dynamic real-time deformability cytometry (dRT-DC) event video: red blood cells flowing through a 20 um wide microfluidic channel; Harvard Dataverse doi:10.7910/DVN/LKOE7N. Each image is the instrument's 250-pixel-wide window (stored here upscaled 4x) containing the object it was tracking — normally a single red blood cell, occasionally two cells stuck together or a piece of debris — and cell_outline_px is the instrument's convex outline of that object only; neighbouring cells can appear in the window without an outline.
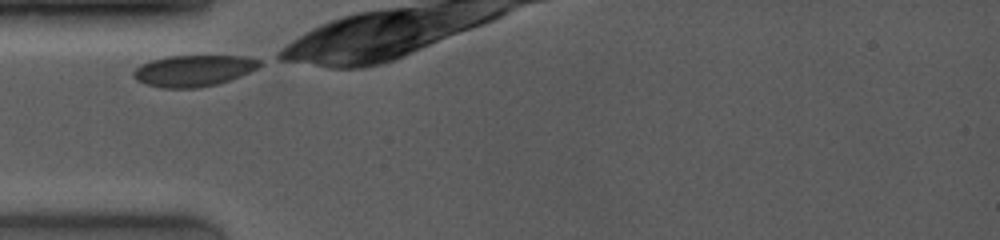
{"species": "common noctule bat (a hibernating species)", "species_latin": "Nyctalus noctula", "temperature_condition": "room temperature", "stored_images_in_passage": 14, "camera_frame_rate_fps": 4000, "um_per_image_px": 0.085, "animal": {"sex": "female", "body_mass_g": 19.0, "forearm_length_mm": 53.3}, "frame": {"image": 1, "passage_image": 1, "time_ms": 0.0, "image_size_px": [1000, 240], "cell_outline_px": [[260, 64], [256, 68], [240, 76], [216, 84], [196, 88], [164, 88], [148, 84], [136, 80], [132, 76], [132, 72], [140, 64], [152, 60], [168, 56], [244, 56], [260, 60]], "centroid_in_image_um": [16.41, 6.0], "position_along_channel_um": 68.6, "area_um2": 22.72}}
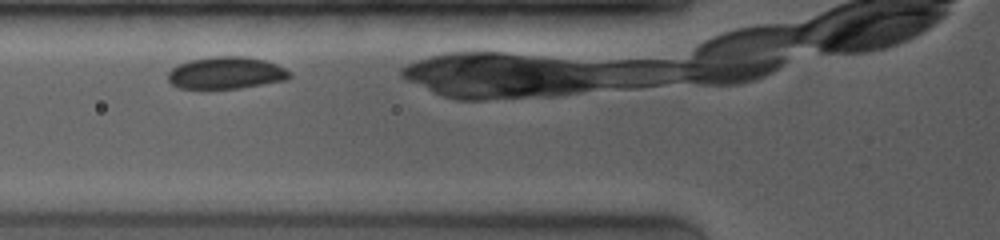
{"frame": {"image": 2, "passage_image": 3, "time_ms": 1.0, "image_size_px": [1000, 240], "cell_outline_px": [[292, 76], [288, 80], [240, 88], [180, 88], [172, 84], [168, 80], [168, 72], [176, 64], [188, 60], [212, 56], [244, 56], [264, 60], [276, 64], [292, 72]], "centroid_in_image_um": [19.23, 6.18], "position_along_channel_um": 106.6, "area_um2": 22.95}}